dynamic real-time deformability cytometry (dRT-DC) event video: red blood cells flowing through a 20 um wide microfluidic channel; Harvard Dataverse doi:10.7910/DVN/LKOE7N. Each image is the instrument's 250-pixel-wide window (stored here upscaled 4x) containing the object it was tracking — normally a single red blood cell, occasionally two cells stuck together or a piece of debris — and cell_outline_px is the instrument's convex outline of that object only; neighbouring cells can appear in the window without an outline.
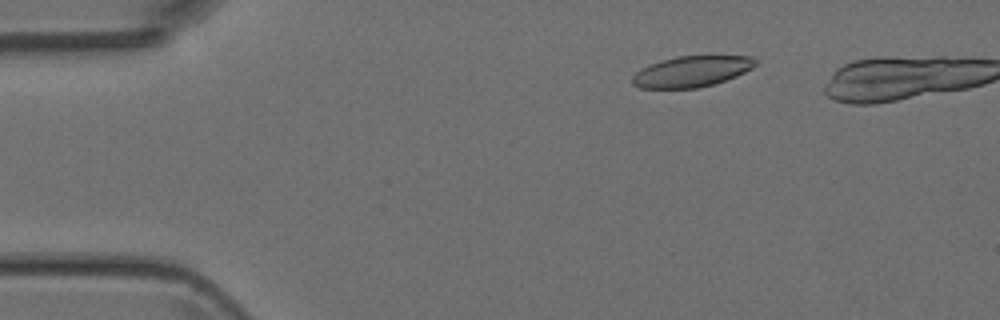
{"species": "Egyptian fruit bat (a non-hibernating species)", "species_latin": "Rousettus aegyptiacus", "temperature_condition": "room temperature", "stored_images_in_passage": 43, "camera_frame_rate_fps": 3000, "um_per_image_px": 0.085, "animal": {"sex": "female"}, "frame": {"image": 1, "passage_image": 8, "time_ms": 2.333, "image_size_px": [1000, 320], "cell_outline_px": [[756, 64], [752, 68], [736, 76], [712, 84], [696, 88], [640, 88], [632, 84], [632, 76], [640, 68], [676, 56], [752, 56], [756, 60]], "centroid_in_image_um": [58.77, 6.07], "position_along_channel_um": 26.2, "area_um2": 21.91}}
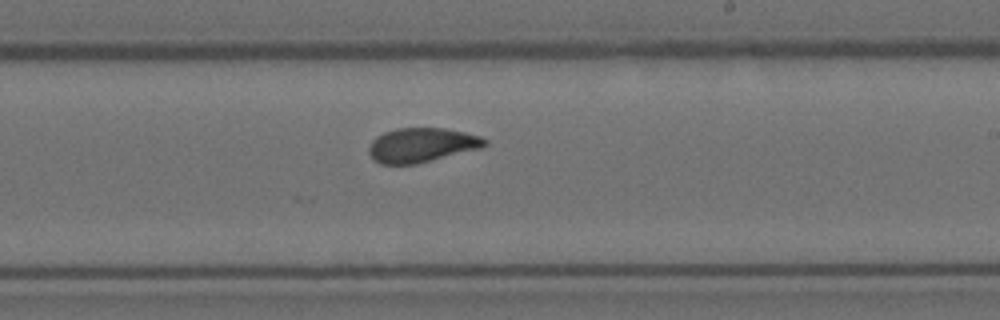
{"frame": {"image": 2, "passage_image": 29, "time_ms": 9.333, "image_size_px": [1000, 320], "cell_outline_px": [[488, 144], [480, 148], [416, 164], [380, 164], [368, 152], [368, 148], [372, 140], [376, 136], [384, 132], [396, 128], [444, 128], [464, 132], [480, 136], [488, 140]], "centroid_in_image_um": [35.83, 12.32], "position_along_channel_um": 253.2, "area_um2": 23.12}}
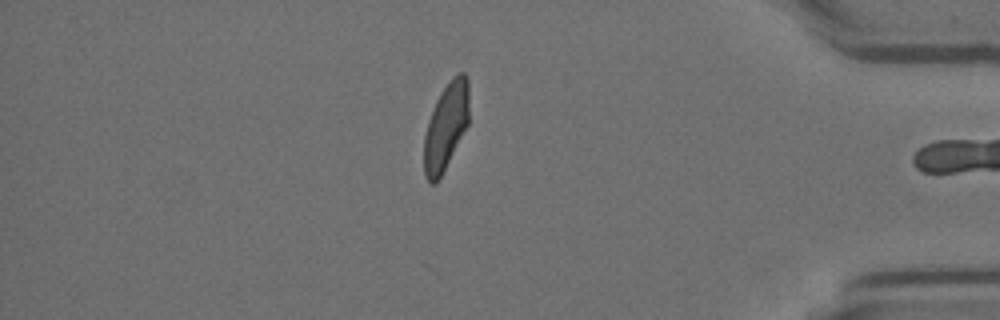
{"frame": {"image": 3, "passage_image": 42, "time_ms": 13.667, "image_size_px": [1000, 320], "cell_outline_px": [[468, 124], [436, 184], [432, 184], [424, 176], [424, 136], [428, 120], [432, 108], [440, 92], [452, 76], [456, 72], [464, 72], [468, 80]], "centroid_in_image_um": [37.88, 10.7], "position_along_channel_um": 397.3, "area_um2": 22.77}}